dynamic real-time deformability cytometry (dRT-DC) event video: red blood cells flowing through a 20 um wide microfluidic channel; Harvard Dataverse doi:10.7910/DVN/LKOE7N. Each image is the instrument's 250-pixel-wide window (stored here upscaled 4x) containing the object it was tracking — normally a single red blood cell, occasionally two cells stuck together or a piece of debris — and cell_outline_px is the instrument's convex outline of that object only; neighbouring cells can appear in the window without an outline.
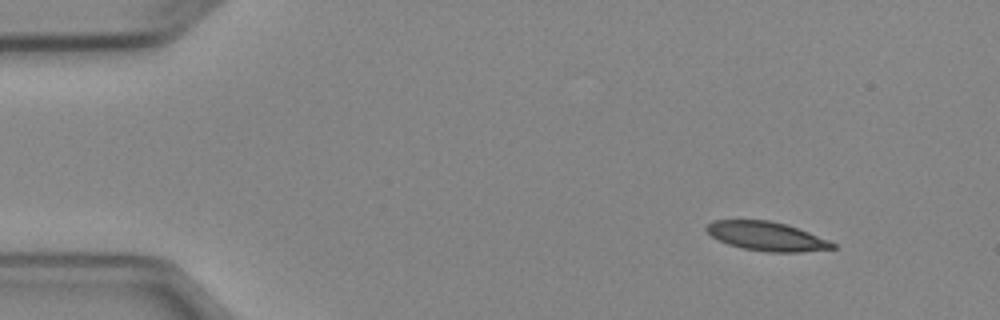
{"species": "Egyptian fruit bat (a non-hibernating species)", "species_latin": "Rousettus aegyptiacus", "temperature_condition": "cold", "stored_images_in_passage": 5, "camera_frame_rate_fps": 3000, "um_per_image_px": 0.085, "animal": {"sex": "female"}, "frame": {"image": 1, "passage_image": 1, "time_ms": 0.0, "image_size_px": [1000, 320], "cell_outline_px": [[836, 248], [800, 252], [768, 252], [740, 248], [728, 244], [712, 236], [704, 228], [712, 220], [768, 220], [784, 224], [808, 232], [828, 240], [836, 244]], "centroid_in_image_um": [65.14, 20.09], "position_along_channel_um": 19.9, "area_um2": 21.1}}
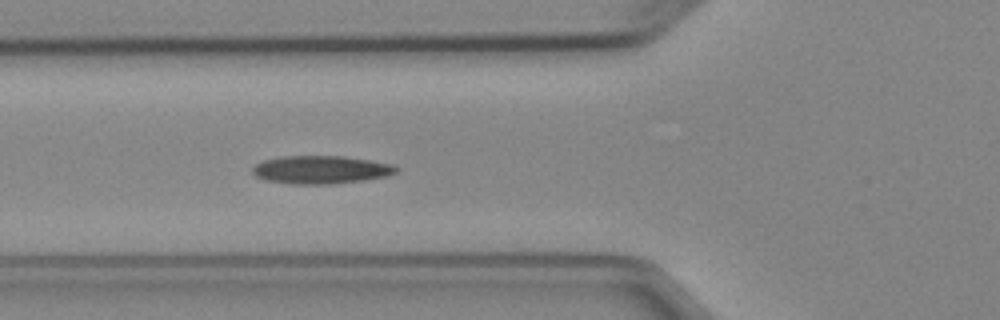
{"frame": {"image": 2, "passage_image": 5, "time_ms": 4.333, "image_size_px": [1000, 320], "cell_outline_px": [[400, 168], [396, 172], [388, 176], [364, 180], [328, 184], [292, 184], [264, 180], [256, 176], [252, 172], [252, 168], [256, 164], [264, 160], [284, 156], [344, 156], [392, 164]], "centroid_in_image_um": [27.28, 14.43], "position_along_channel_um": 98.5, "area_um2": 23.47}}